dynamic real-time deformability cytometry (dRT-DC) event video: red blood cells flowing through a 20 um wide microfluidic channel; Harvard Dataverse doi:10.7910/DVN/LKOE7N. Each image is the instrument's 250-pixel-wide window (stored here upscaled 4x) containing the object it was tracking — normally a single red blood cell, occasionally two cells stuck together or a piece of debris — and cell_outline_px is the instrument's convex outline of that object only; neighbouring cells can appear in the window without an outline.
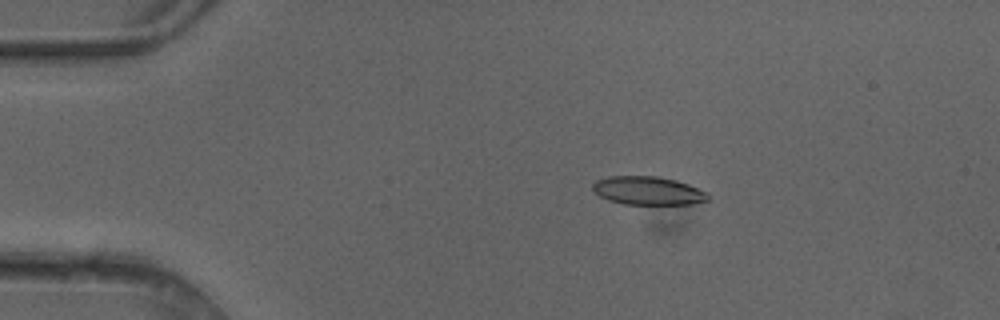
{"species": "common noctule bat (a hibernating species)", "species_latin": "Nyctalus noctula", "temperature_condition": "cold", "stored_images_in_passage": 5, "camera_frame_rate_fps": 3000, "um_per_image_px": 0.085, "animal": {"sex": "female"}, "frame": {"image": 1, "passage_image": 3, "time_ms": 0.667, "image_size_px": [1000, 320], "cell_outline_px": [[708, 200], [692, 204], [624, 204], [608, 200], [600, 196], [592, 188], [592, 184], [596, 180], [608, 176], [656, 176], [676, 180], [688, 184], [708, 192]], "centroid_in_image_um": [55.08, 16.2], "position_along_channel_um": 29.9, "area_um2": 19.07}}
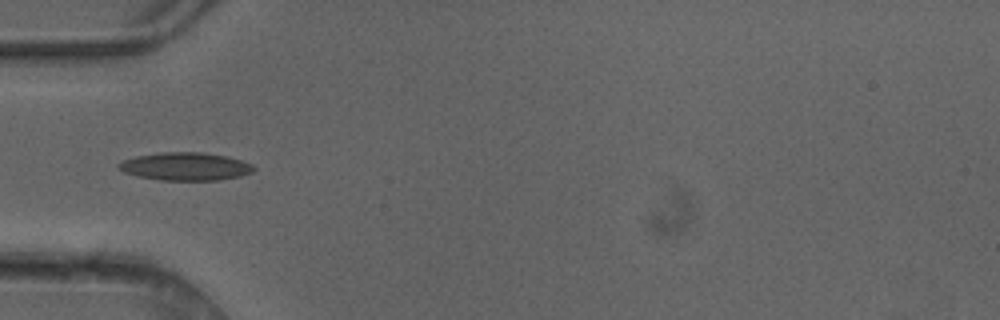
{"frame": {"image": 2, "passage_image": 5, "time_ms": 1.333, "image_size_px": [1000, 320], "cell_outline_px": [[256, 168], [252, 172], [240, 176], [220, 180], [160, 180], [136, 176], [124, 172], [116, 164], [124, 160], [136, 156], [160, 152], [204, 152], [228, 156], [252, 164]], "centroid_in_image_um": [15.77, 14.14], "position_along_channel_um": 69.2, "area_um2": 22.08}}